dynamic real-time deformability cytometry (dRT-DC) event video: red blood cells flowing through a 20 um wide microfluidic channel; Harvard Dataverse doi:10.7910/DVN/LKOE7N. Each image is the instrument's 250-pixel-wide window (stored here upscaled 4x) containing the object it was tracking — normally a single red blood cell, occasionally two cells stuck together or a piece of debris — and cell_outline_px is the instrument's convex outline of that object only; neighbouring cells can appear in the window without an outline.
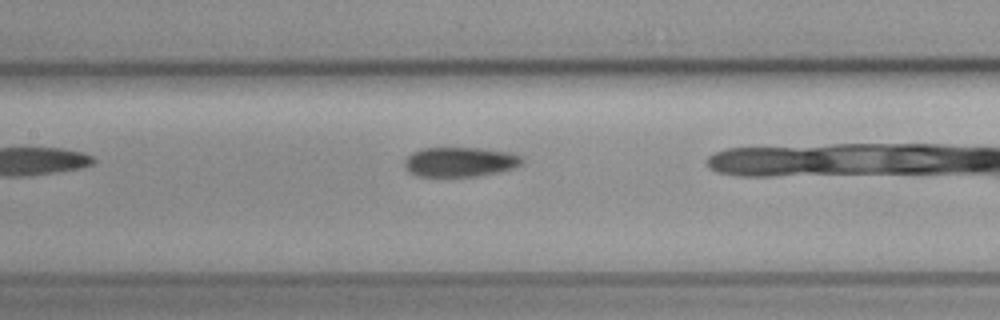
{"species": "common noctule bat (a hibernating species)", "species_latin": "Nyctalus noctula", "temperature_condition": "cold", "stored_images_in_passage": 23, "camera_frame_rate_fps": 3000, "um_per_image_px": 0.085, "animal": {"sex": "female", "body_mass_g": 19.3, "forearm_length_mm": 54.1}, "frame": {"image": 1, "passage_image": 10, "time_ms": 3.0, "image_size_px": [1000, 320], "cell_outline_px": [[524, 164], [516, 168], [500, 172], [476, 176], [416, 176], [408, 172], [404, 168], [404, 160], [412, 152], [420, 148], [480, 148], [508, 152], [524, 156]], "centroid_in_image_um": [39.13, 13.76], "position_along_channel_um": 168.3, "area_um2": 20.69}}